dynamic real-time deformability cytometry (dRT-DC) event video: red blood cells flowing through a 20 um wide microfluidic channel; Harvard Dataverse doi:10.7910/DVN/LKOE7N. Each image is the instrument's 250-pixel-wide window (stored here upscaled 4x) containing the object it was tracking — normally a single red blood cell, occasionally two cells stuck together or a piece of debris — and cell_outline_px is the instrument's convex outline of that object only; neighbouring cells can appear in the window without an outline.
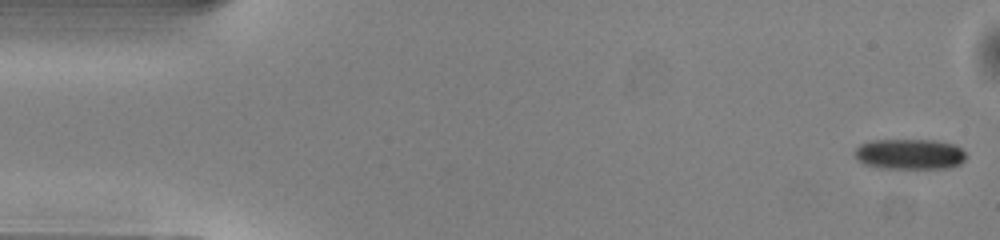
{"species": "common noctule bat (a hibernating species)", "species_latin": "Nyctalus noctula", "temperature_condition": "warm", "stored_images_in_passage": 50, "camera_frame_rate_fps": 3000, "um_per_image_px": 0.085, "animal": {"sex": "male", "body_mass_g": 13.0, "forearm_length_mm": 53.1}, "frame": {"image": 1, "passage_image": 1, "time_ms": 0.0, "image_size_px": [1000, 240], "cell_outline_px": [[964, 160], [960, 164], [948, 168], [880, 168], [864, 164], [852, 152], [860, 144], [872, 140], [936, 140], [956, 144], [964, 152]], "centroid_in_image_um": [77.31, 13.09], "position_along_channel_um": 7.7, "area_um2": 19.83}}
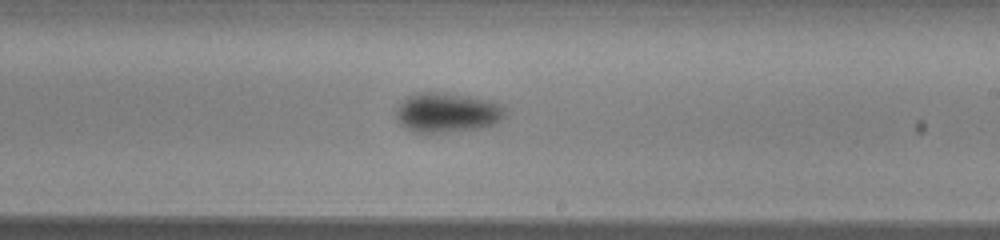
{"frame": {"image": 2, "passage_image": 29, "time_ms": 9.333, "image_size_px": [1000, 240], "cell_outline_px": [[508, 112], [500, 120], [484, 128], [448, 132], [416, 132], [400, 124], [396, 116], [396, 108], [408, 96], [416, 92], [444, 92], [492, 100]], "centroid_in_image_um": [38.01, 9.56], "position_along_channel_um": 251.0, "area_um2": 25.2}}
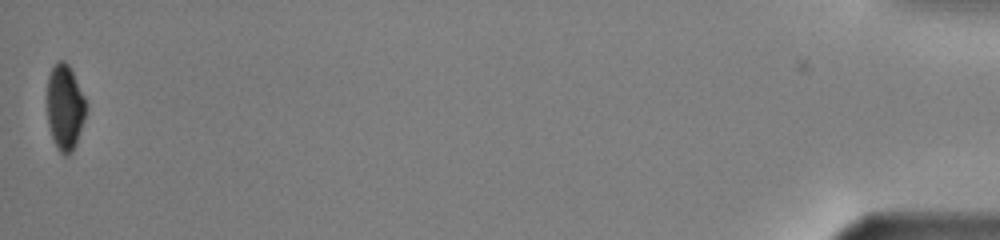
{"frame": {"image": 3, "passage_image": 50, "time_ms": 16.333, "image_size_px": [1000, 240], "cell_outline_px": [[88, 108], [76, 144], [72, 152], [68, 156], [64, 156], [56, 148], [48, 124], [48, 76], [52, 68], [60, 60], [64, 60], [68, 64], [84, 96]], "centroid_in_image_um": [5.54, 9.16], "position_along_channel_um": 429.7, "area_um2": 19.31}, "authors_computed_cell_mechanics": {"area_um2": 22.542, "velocity_mm_per_s": 4.0493, "shape_relaxation_time_tau1_ms": 2.5735, "shape_relaxation_time_tau2_ms": null, "deformation_change_tau1": 0.0775, "deformation_change_tau2": null}}